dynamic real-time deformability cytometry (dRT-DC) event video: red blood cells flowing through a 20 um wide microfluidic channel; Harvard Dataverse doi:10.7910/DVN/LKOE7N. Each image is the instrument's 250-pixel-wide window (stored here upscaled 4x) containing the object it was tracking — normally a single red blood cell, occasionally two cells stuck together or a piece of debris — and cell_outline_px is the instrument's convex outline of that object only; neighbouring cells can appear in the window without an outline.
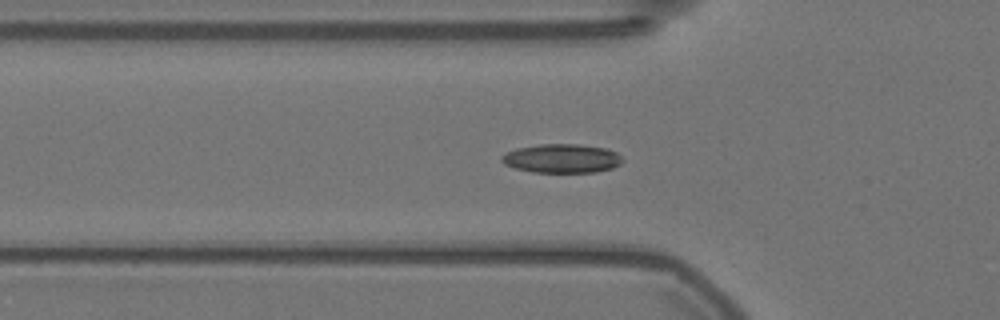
{"species": "Egyptian fruit bat (a non-hibernating species)", "species_latin": "Rousettus aegyptiacus", "temperature_condition": "warm", "stored_images_in_passage": 59, "camera_frame_rate_fps": 3000, "um_per_image_px": 0.085, "animal": {"sex": "female"}, "frame": {"image": 1, "passage_image": 20, "time_ms": 6.333, "image_size_px": [1000, 320], "cell_outline_px": [[624, 160], [620, 164], [612, 168], [596, 172], [532, 172], [516, 168], [504, 164], [500, 160], [500, 156], [516, 148], [540, 144], [576, 144], [608, 148], [616, 152]], "centroid_in_image_um": [47.76, 13.46], "position_along_channel_um": 78.0, "area_um2": 20.4}}
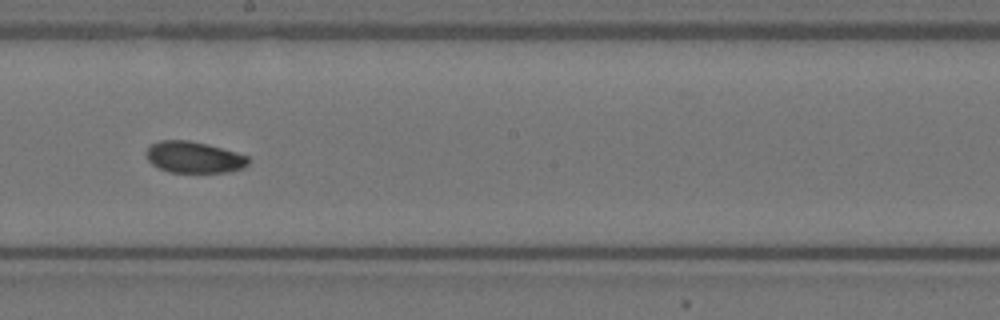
{"frame": {"image": 2, "passage_image": 33, "time_ms": 10.667, "image_size_px": [1000, 320], "cell_outline_px": [[252, 160], [244, 168], [228, 172], [168, 172], [152, 164], [148, 160], [144, 152], [152, 144], [160, 140], [188, 140], [208, 144], [236, 152], [248, 156]], "centroid_in_image_um": [16.51, 13.36], "position_along_channel_um": 231.7, "area_um2": 18.84}}
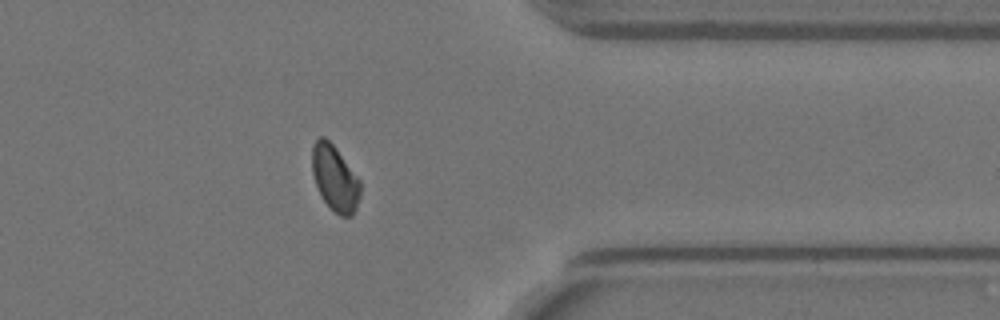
{"frame": {"image": 3, "passage_image": 47, "time_ms": 15.333, "image_size_px": [1000, 320], "cell_outline_px": [[360, 196], [356, 208], [352, 216], [340, 216], [320, 196], [312, 172], [312, 144], [320, 136], [324, 136], [336, 148], [360, 180]], "centroid_in_image_um": [28.46, 15.13], "position_along_channel_um": 382.9, "area_um2": 18.32}, "authors_computed_cell_mechanics": {"area_um2": 19.1896, "velocity_mm_per_s": 3.5239, "shape_relaxation_time_tau1_ms": 8.4243, "shape_relaxation_time_tau2_ms": 2.5543, "deformation_change_tau1": 0.1568, "deformation_change_tau2": 0.0536}}